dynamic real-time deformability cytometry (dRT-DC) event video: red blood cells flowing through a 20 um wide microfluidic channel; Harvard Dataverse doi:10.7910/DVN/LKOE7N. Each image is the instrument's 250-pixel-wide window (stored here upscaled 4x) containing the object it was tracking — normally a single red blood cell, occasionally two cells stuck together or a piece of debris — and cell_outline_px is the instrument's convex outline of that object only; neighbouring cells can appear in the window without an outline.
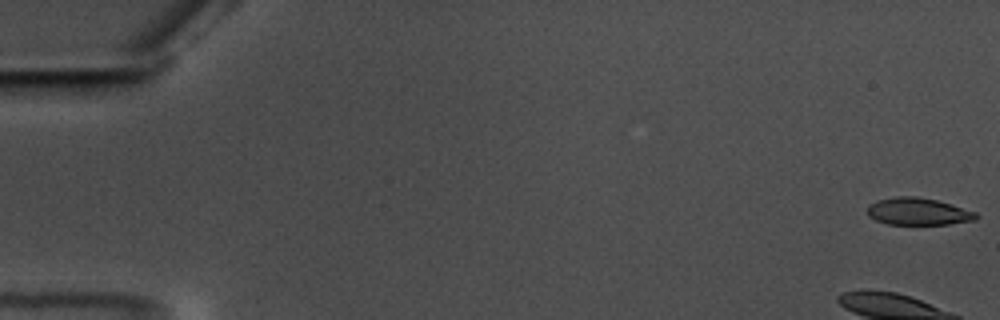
{"species": "common noctule bat (a hibernating species)", "species_latin": "Nyctalus noctula", "temperature_condition": "warm", "stored_images_in_passage": 59, "camera_frame_rate_fps": 3000, "um_per_image_px": 0.085, "animal": {"sex": "male", "body_mass_g": 17.5, "forearm_length_mm": 52.3}, "frame": {"image": 1, "passage_image": 1, "time_ms": 0.0, "image_size_px": [1000, 320], "cell_outline_px": [[980, 216], [976, 220], [948, 224], [888, 224], [876, 220], [868, 216], [868, 204], [876, 200], [896, 196], [916, 196], [936, 200], [952, 204], [976, 212]], "centroid_in_image_um": [78.05, 17.97], "position_along_channel_um": 7.0, "area_um2": 17.34}}